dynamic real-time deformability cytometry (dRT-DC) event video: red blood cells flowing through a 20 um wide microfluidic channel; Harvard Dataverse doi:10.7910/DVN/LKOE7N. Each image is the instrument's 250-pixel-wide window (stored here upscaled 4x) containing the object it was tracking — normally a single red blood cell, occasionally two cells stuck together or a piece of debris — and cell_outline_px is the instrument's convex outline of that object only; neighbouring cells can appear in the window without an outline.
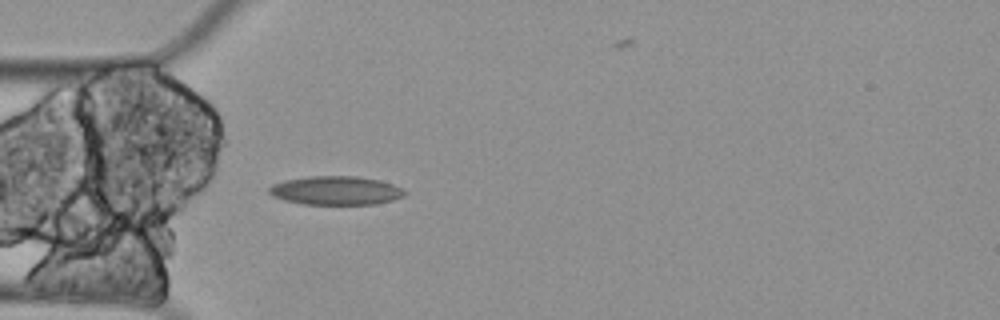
{"species": "Egyptian fruit bat (a non-hibernating species)", "species_latin": "Rousettus aegyptiacus", "temperature_condition": "cold", "stored_images_in_passage": 4, "camera_frame_rate_fps": 3000, "um_per_image_px": 0.085, "animal": {"sex": "female"}, "frame": {"image": 1, "passage_image": 4, "time_ms": 1.0, "image_size_px": [1000, 320], "cell_outline_px": [[408, 192], [404, 196], [392, 200], [376, 204], [304, 204], [284, 200], [272, 196], [268, 192], [268, 188], [272, 184], [284, 180], [308, 176], [356, 176], [380, 180], [392, 184]], "centroid_in_image_um": [28.53, 16.19], "position_along_channel_um": 56.5, "area_um2": 22.77}}